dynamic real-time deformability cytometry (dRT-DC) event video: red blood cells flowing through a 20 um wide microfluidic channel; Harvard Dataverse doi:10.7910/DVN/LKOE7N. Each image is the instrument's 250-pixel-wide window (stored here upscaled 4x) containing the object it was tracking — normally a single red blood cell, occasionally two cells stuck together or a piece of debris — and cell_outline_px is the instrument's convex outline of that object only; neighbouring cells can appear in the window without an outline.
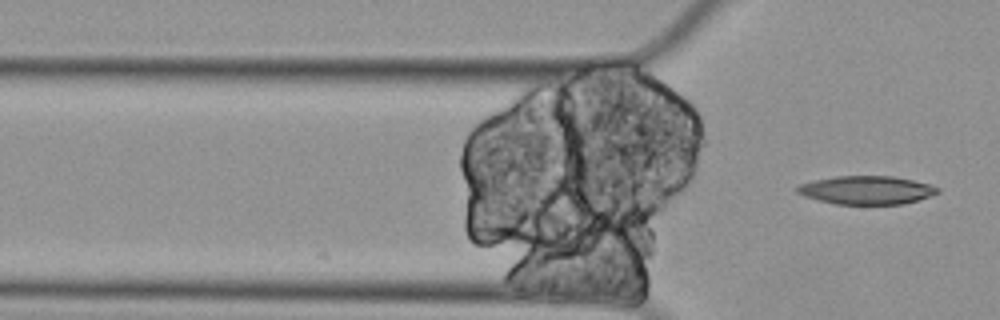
{"species": "Egyptian fruit bat (a non-hibernating species)", "species_latin": "Rousettus aegyptiacus", "temperature_condition": "cold", "stored_images_in_passage": 4, "camera_frame_rate_fps": 3000, "um_per_image_px": 0.085, "animal": {"sex": "female"}, "frame": {"image": 1, "passage_image": 4, "time_ms": 1.0, "image_size_px": [1000, 320], "cell_outline_px": [[940, 192], [904, 204], [836, 204], [804, 196], [796, 192], [796, 188], [800, 184], [812, 180], [836, 176], [892, 176], [912, 180], [928, 184], [940, 188]], "centroid_in_image_um": [73.63, 16.15], "position_along_channel_um": 52.2, "area_um2": 23.06}}